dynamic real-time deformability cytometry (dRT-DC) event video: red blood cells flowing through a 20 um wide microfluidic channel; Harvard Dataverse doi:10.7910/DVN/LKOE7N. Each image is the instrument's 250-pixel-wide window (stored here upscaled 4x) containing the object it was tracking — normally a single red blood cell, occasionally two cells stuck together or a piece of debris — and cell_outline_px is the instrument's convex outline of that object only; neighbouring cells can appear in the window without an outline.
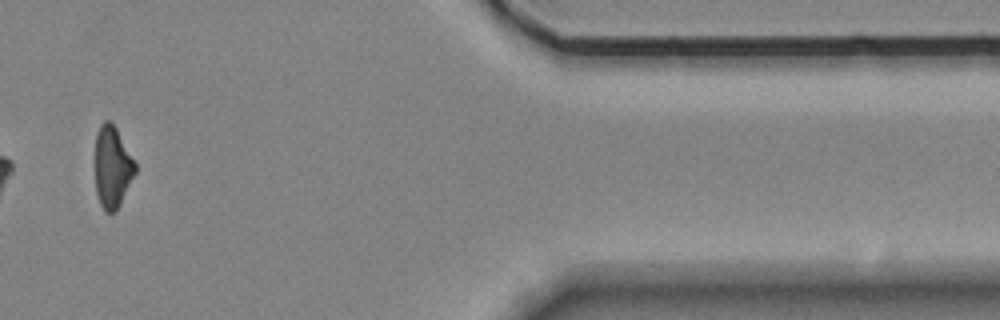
{"species": "Egyptian fruit bat (a non-hibernating species)", "species_latin": "Rousettus aegyptiacus", "temperature_condition": "room temperature", "stored_images_in_passage": 17, "camera_frame_rate_fps": 3000, "um_per_image_px": 0.085, "animal": {"sex": "female"}, "frame": {"image": 1, "passage_image": 15, "time_ms": 4.667, "image_size_px": [1000, 320], "cell_outline_px": [[136, 172], [116, 212], [104, 212], [100, 204], [96, 192], [96, 132], [100, 124], [104, 120], [112, 120], [136, 164]], "centroid_in_image_um": [9.55, 14.18], "position_along_channel_um": 401.9, "area_um2": 19.07}}